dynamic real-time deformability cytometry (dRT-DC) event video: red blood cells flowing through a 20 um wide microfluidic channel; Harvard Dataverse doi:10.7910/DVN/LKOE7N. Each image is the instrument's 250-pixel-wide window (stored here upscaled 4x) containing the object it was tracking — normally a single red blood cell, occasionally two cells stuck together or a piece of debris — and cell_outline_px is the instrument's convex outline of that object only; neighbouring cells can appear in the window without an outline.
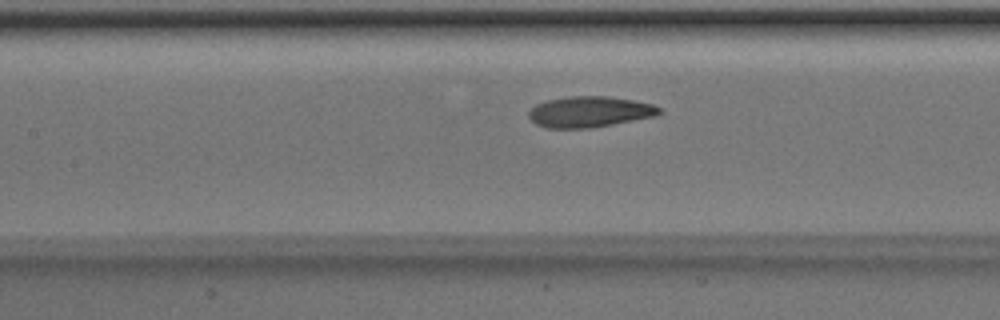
{"species": "Egyptian fruit bat (a non-hibernating species)", "species_latin": "Rousettus aegyptiacus", "temperature_condition": "room temperature", "stored_images_in_passage": 32, "camera_frame_rate_fps": 3000, "um_per_image_px": 0.085, "animal": {"sex": "male"}, "frame": {"image": 1, "passage_image": 8, "time_ms": 2.333, "image_size_px": [1000, 320], "cell_outline_px": [[664, 112], [656, 116], [612, 124], [588, 128], [548, 128], [536, 124], [528, 116], [528, 112], [536, 104], [548, 100], [568, 96], [608, 96], [632, 100], [652, 104], [660, 108]], "centroid_in_image_um": [50.12, 9.5], "position_along_channel_um": 157.3, "area_um2": 23.41}}
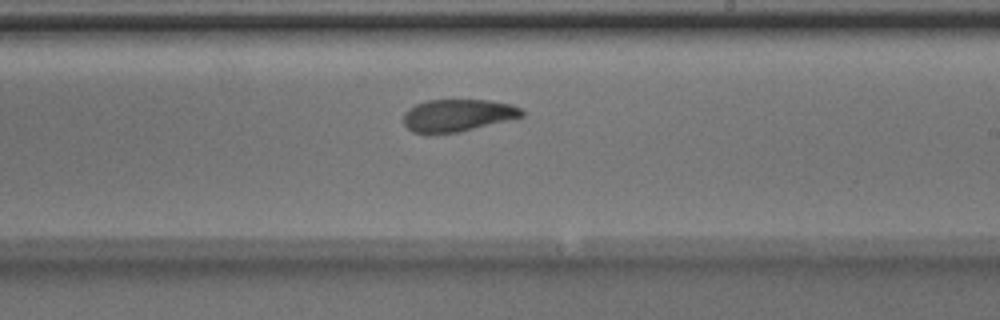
{"frame": {"image": 2, "passage_image": 15, "time_ms": 4.667, "image_size_px": [1000, 320], "cell_outline_px": [[524, 116], [460, 132], [428, 136], [412, 132], [404, 124], [404, 112], [408, 108], [416, 104], [428, 100], [488, 100], [512, 104], [520, 108], [524, 112]], "centroid_in_image_um": [38.85, 9.83], "position_along_channel_um": 250.1, "area_um2": 22.72}}
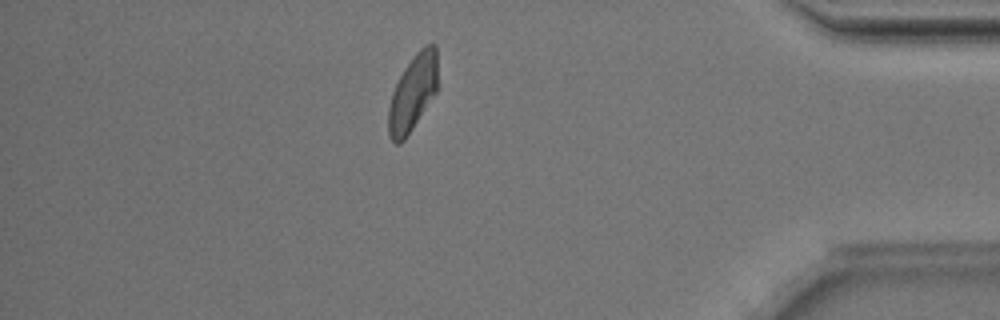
{"frame": {"image": 3, "passage_image": 29, "time_ms": 9.333, "image_size_px": [1000, 320], "cell_outline_px": [[436, 92], [404, 140], [400, 144], [396, 144], [388, 136], [388, 108], [392, 92], [404, 68], [416, 52], [424, 44], [436, 44]], "centroid_in_image_um": [35.05, 7.9], "position_along_channel_um": 400.1, "area_um2": 21.56}}